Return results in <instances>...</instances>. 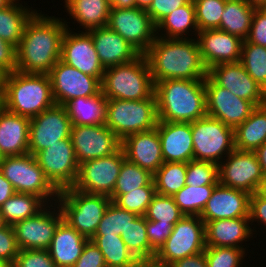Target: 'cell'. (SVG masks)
<instances>
[{
  "mask_svg": "<svg viewBox=\"0 0 266 267\" xmlns=\"http://www.w3.org/2000/svg\"><path fill=\"white\" fill-rule=\"evenodd\" d=\"M111 202L105 195L89 194L73 187L59 192L57 202L65 220L77 232L91 239Z\"/></svg>",
  "mask_w": 266,
  "mask_h": 267,
  "instance_id": "cell-7",
  "label": "cell"
},
{
  "mask_svg": "<svg viewBox=\"0 0 266 267\" xmlns=\"http://www.w3.org/2000/svg\"><path fill=\"white\" fill-rule=\"evenodd\" d=\"M19 251L13 226L4 225L0 228V260L11 267Z\"/></svg>",
  "mask_w": 266,
  "mask_h": 267,
  "instance_id": "cell-50",
  "label": "cell"
},
{
  "mask_svg": "<svg viewBox=\"0 0 266 267\" xmlns=\"http://www.w3.org/2000/svg\"><path fill=\"white\" fill-rule=\"evenodd\" d=\"M107 27L120 34L141 54H145L156 38V26L147 10L138 7H111Z\"/></svg>",
  "mask_w": 266,
  "mask_h": 267,
  "instance_id": "cell-13",
  "label": "cell"
},
{
  "mask_svg": "<svg viewBox=\"0 0 266 267\" xmlns=\"http://www.w3.org/2000/svg\"><path fill=\"white\" fill-rule=\"evenodd\" d=\"M30 118L12 113L0 105V153L21 156L29 153Z\"/></svg>",
  "mask_w": 266,
  "mask_h": 267,
  "instance_id": "cell-27",
  "label": "cell"
},
{
  "mask_svg": "<svg viewBox=\"0 0 266 267\" xmlns=\"http://www.w3.org/2000/svg\"><path fill=\"white\" fill-rule=\"evenodd\" d=\"M251 194L217 184L200 214L203 222L249 217Z\"/></svg>",
  "mask_w": 266,
  "mask_h": 267,
  "instance_id": "cell-23",
  "label": "cell"
},
{
  "mask_svg": "<svg viewBox=\"0 0 266 267\" xmlns=\"http://www.w3.org/2000/svg\"><path fill=\"white\" fill-rule=\"evenodd\" d=\"M197 42L202 61L207 70L223 63L239 62L243 40L223 30L199 31Z\"/></svg>",
  "mask_w": 266,
  "mask_h": 267,
  "instance_id": "cell-22",
  "label": "cell"
},
{
  "mask_svg": "<svg viewBox=\"0 0 266 267\" xmlns=\"http://www.w3.org/2000/svg\"><path fill=\"white\" fill-rule=\"evenodd\" d=\"M72 122L64 105L55 104L30 118L29 153L39 151L70 137Z\"/></svg>",
  "mask_w": 266,
  "mask_h": 267,
  "instance_id": "cell-15",
  "label": "cell"
},
{
  "mask_svg": "<svg viewBox=\"0 0 266 267\" xmlns=\"http://www.w3.org/2000/svg\"><path fill=\"white\" fill-rule=\"evenodd\" d=\"M191 132L194 160L219 165L235 149L234 129L208 115L191 122Z\"/></svg>",
  "mask_w": 266,
  "mask_h": 267,
  "instance_id": "cell-10",
  "label": "cell"
},
{
  "mask_svg": "<svg viewBox=\"0 0 266 267\" xmlns=\"http://www.w3.org/2000/svg\"><path fill=\"white\" fill-rule=\"evenodd\" d=\"M187 163L164 162L153 174L156 193L173 196L186 185Z\"/></svg>",
  "mask_w": 266,
  "mask_h": 267,
  "instance_id": "cell-39",
  "label": "cell"
},
{
  "mask_svg": "<svg viewBox=\"0 0 266 267\" xmlns=\"http://www.w3.org/2000/svg\"><path fill=\"white\" fill-rule=\"evenodd\" d=\"M92 240L104 257L107 267H145L126 247L121 236L94 235Z\"/></svg>",
  "mask_w": 266,
  "mask_h": 267,
  "instance_id": "cell-36",
  "label": "cell"
},
{
  "mask_svg": "<svg viewBox=\"0 0 266 267\" xmlns=\"http://www.w3.org/2000/svg\"><path fill=\"white\" fill-rule=\"evenodd\" d=\"M154 95L158 121L191 123L207 115L205 80H162Z\"/></svg>",
  "mask_w": 266,
  "mask_h": 267,
  "instance_id": "cell-3",
  "label": "cell"
},
{
  "mask_svg": "<svg viewBox=\"0 0 266 267\" xmlns=\"http://www.w3.org/2000/svg\"><path fill=\"white\" fill-rule=\"evenodd\" d=\"M172 223H160V221H151L146 219V233L150 247L157 252L171 235L173 230Z\"/></svg>",
  "mask_w": 266,
  "mask_h": 267,
  "instance_id": "cell-51",
  "label": "cell"
},
{
  "mask_svg": "<svg viewBox=\"0 0 266 267\" xmlns=\"http://www.w3.org/2000/svg\"><path fill=\"white\" fill-rule=\"evenodd\" d=\"M199 31L218 29L226 0H193Z\"/></svg>",
  "mask_w": 266,
  "mask_h": 267,
  "instance_id": "cell-45",
  "label": "cell"
},
{
  "mask_svg": "<svg viewBox=\"0 0 266 267\" xmlns=\"http://www.w3.org/2000/svg\"><path fill=\"white\" fill-rule=\"evenodd\" d=\"M66 12L85 31L106 27L111 10L110 0H65Z\"/></svg>",
  "mask_w": 266,
  "mask_h": 267,
  "instance_id": "cell-30",
  "label": "cell"
},
{
  "mask_svg": "<svg viewBox=\"0 0 266 267\" xmlns=\"http://www.w3.org/2000/svg\"><path fill=\"white\" fill-rule=\"evenodd\" d=\"M16 47L0 38V71L4 74L16 71Z\"/></svg>",
  "mask_w": 266,
  "mask_h": 267,
  "instance_id": "cell-55",
  "label": "cell"
},
{
  "mask_svg": "<svg viewBox=\"0 0 266 267\" xmlns=\"http://www.w3.org/2000/svg\"><path fill=\"white\" fill-rule=\"evenodd\" d=\"M258 192L266 198V176H264Z\"/></svg>",
  "mask_w": 266,
  "mask_h": 267,
  "instance_id": "cell-63",
  "label": "cell"
},
{
  "mask_svg": "<svg viewBox=\"0 0 266 267\" xmlns=\"http://www.w3.org/2000/svg\"><path fill=\"white\" fill-rule=\"evenodd\" d=\"M0 267H9V266L6 265L3 261L0 260Z\"/></svg>",
  "mask_w": 266,
  "mask_h": 267,
  "instance_id": "cell-67",
  "label": "cell"
},
{
  "mask_svg": "<svg viewBox=\"0 0 266 267\" xmlns=\"http://www.w3.org/2000/svg\"><path fill=\"white\" fill-rule=\"evenodd\" d=\"M0 170L16 193L38 195L47 204L53 200L49 208L54 207L53 202L56 203L59 191L47 179L34 155L28 153L21 156H4L0 162Z\"/></svg>",
  "mask_w": 266,
  "mask_h": 267,
  "instance_id": "cell-9",
  "label": "cell"
},
{
  "mask_svg": "<svg viewBox=\"0 0 266 267\" xmlns=\"http://www.w3.org/2000/svg\"><path fill=\"white\" fill-rule=\"evenodd\" d=\"M206 113L234 130L241 125L256 108L248 100L239 98L219 86L209 75L205 78Z\"/></svg>",
  "mask_w": 266,
  "mask_h": 267,
  "instance_id": "cell-16",
  "label": "cell"
},
{
  "mask_svg": "<svg viewBox=\"0 0 266 267\" xmlns=\"http://www.w3.org/2000/svg\"><path fill=\"white\" fill-rule=\"evenodd\" d=\"M72 267H107L103 254L92 240L84 247L81 256Z\"/></svg>",
  "mask_w": 266,
  "mask_h": 267,
  "instance_id": "cell-54",
  "label": "cell"
},
{
  "mask_svg": "<svg viewBox=\"0 0 266 267\" xmlns=\"http://www.w3.org/2000/svg\"><path fill=\"white\" fill-rule=\"evenodd\" d=\"M16 193L11 183L3 176L0 170V207L2 204Z\"/></svg>",
  "mask_w": 266,
  "mask_h": 267,
  "instance_id": "cell-58",
  "label": "cell"
},
{
  "mask_svg": "<svg viewBox=\"0 0 266 267\" xmlns=\"http://www.w3.org/2000/svg\"><path fill=\"white\" fill-rule=\"evenodd\" d=\"M11 3L10 0H0V9L5 8L6 6H8Z\"/></svg>",
  "mask_w": 266,
  "mask_h": 267,
  "instance_id": "cell-64",
  "label": "cell"
},
{
  "mask_svg": "<svg viewBox=\"0 0 266 267\" xmlns=\"http://www.w3.org/2000/svg\"><path fill=\"white\" fill-rule=\"evenodd\" d=\"M55 103L65 105L77 97H90L101 92V82L64 63L61 59L49 73Z\"/></svg>",
  "mask_w": 266,
  "mask_h": 267,
  "instance_id": "cell-18",
  "label": "cell"
},
{
  "mask_svg": "<svg viewBox=\"0 0 266 267\" xmlns=\"http://www.w3.org/2000/svg\"><path fill=\"white\" fill-rule=\"evenodd\" d=\"M155 194V186H142L126 194H121L114 203L138 216H145Z\"/></svg>",
  "mask_w": 266,
  "mask_h": 267,
  "instance_id": "cell-46",
  "label": "cell"
},
{
  "mask_svg": "<svg viewBox=\"0 0 266 267\" xmlns=\"http://www.w3.org/2000/svg\"><path fill=\"white\" fill-rule=\"evenodd\" d=\"M239 62L255 82L266 90V47L243 40Z\"/></svg>",
  "mask_w": 266,
  "mask_h": 267,
  "instance_id": "cell-42",
  "label": "cell"
},
{
  "mask_svg": "<svg viewBox=\"0 0 266 267\" xmlns=\"http://www.w3.org/2000/svg\"><path fill=\"white\" fill-rule=\"evenodd\" d=\"M107 99L102 92L90 97H77L64 106L72 125L106 124Z\"/></svg>",
  "mask_w": 266,
  "mask_h": 267,
  "instance_id": "cell-31",
  "label": "cell"
},
{
  "mask_svg": "<svg viewBox=\"0 0 266 267\" xmlns=\"http://www.w3.org/2000/svg\"><path fill=\"white\" fill-rule=\"evenodd\" d=\"M168 267H208L205 252L185 257L170 264Z\"/></svg>",
  "mask_w": 266,
  "mask_h": 267,
  "instance_id": "cell-57",
  "label": "cell"
},
{
  "mask_svg": "<svg viewBox=\"0 0 266 267\" xmlns=\"http://www.w3.org/2000/svg\"><path fill=\"white\" fill-rule=\"evenodd\" d=\"M246 41L266 47V13L260 8L255 9L250 33Z\"/></svg>",
  "mask_w": 266,
  "mask_h": 267,
  "instance_id": "cell-53",
  "label": "cell"
},
{
  "mask_svg": "<svg viewBox=\"0 0 266 267\" xmlns=\"http://www.w3.org/2000/svg\"><path fill=\"white\" fill-rule=\"evenodd\" d=\"M190 0H153L147 9L151 20L157 26L170 12L186 5Z\"/></svg>",
  "mask_w": 266,
  "mask_h": 267,
  "instance_id": "cell-52",
  "label": "cell"
},
{
  "mask_svg": "<svg viewBox=\"0 0 266 267\" xmlns=\"http://www.w3.org/2000/svg\"><path fill=\"white\" fill-rule=\"evenodd\" d=\"M121 147L128 161L154 174L164 163L157 128L134 133L122 140Z\"/></svg>",
  "mask_w": 266,
  "mask_h": 267,
  "instance_id": "cell-24",
  "label": "cell"
},
{
  "mask_svg": "<svg viewBox=\"0 0 266 267\" xmlns=\"http://www.w3.org/2000/svg\"><path fill=\"white\" fill-rule=\"evenodd\" d=\"M4 222L2 220V216H1V208H0V228H2L4 226Z\"/></svg>",
  "mask_w": 266,
  "mask_h": 267,
  "instance_id": "cell-66",
  "label": "cell"
},
{
  "mask_svg": "<svg viewBox=\"0 0 266 267\" xmlns=\"http://www.w3.org/2000/svg\"><path fill=\"white\" fill-rule=\"evenodd\" d=\"M191 28L197 35L199 29L196 23L193 0H190L186 5L170 12L169 15L156 26V36L167 39H188V37L185 36L187 32L189 33L188 30H191ZM163 29L164 32H166L165 35L163 33H161L162 35L159 34Z\"/></svg>",
  "mask_w": 266,
  "mask_h": 267,
  "instance_id": "cell-35",
  "label": "cell"
},
{
  "mask_svg": "<svg viewBox=\"0 0 266 267\" xmlns=\"http://www.w3.org/2000/svg\"><path fill=\"white\" fill-rule=\"evenodd\" d=\"M249 221L250 224L254 221L262 222L266 226V198L258 191L250 196Z\"/></svg>",
  "mask_w": 266,
  "mask_h": 267,
  "instance_id": "cell-56",
  "label": "cell"
},
{
  "mask_svg": "<svg viewBox=\"0 0 266 267\" xmlns=\"http://www.w3.org/2000/svg\"><path fill=\"white\" fill-rule=\"evenodd\" d=\"M235 149L255 151L266 142V104L256 107L234 130Z\"/></svg>",
  "mask_w": 266,
  "mask_h": 267,
  "instance_id": "cell-32",
  "label": "cell"
},
{
  "mask_svg": "<svg viewBox=\"0 0 266 267\" xmlns=\"http://www.w3.org/2000/svg\"><path fill=\"white\" fill-rule=\"evenodd\" d=\"M55 104L49 74H4L0 105L6 110L32 118Z\"/></svg>",
  "mask_w": 266,
  "mask_h": 267,
  "instance_id": "cell-4",
  "label": "cell"
},
{
  "mask_svg": "<svg viewBox=\"0 0 266 267\" xmlns=\"http://www.w3.org/2000/svg\"><path fill=\"white\" fill-rule=\"evenodd\" d=\"M125 159L121 147L109 156L81 163L73 188L89 194L111 197Z\"/></svg>",
  "mask_w": 266,
  "mask_h": 267,
  "instance_id": "cell-11",
  "label": "cell"
},
{
  "mask_svg": "<svg viewBox=\"0 0 266 267\" xmlns=\"http://www.w3.org/2000/svg\"><path fill=\"white\" fill-rule=\"evenodd\" d=\"M255 9L244 0H226L218 29L246 40Z\"/></svg>",
  "mask_w": 266,
  "mask_h": 267,
  "instance_id": "cell-33",
  "label": "cell"
},
{
  "mask_svg": "<svg viewBox=\"0 0 266 267\" xmlns=\"http://www.w3.org/2000/svg\"><path fill=\"white\" fill-rule=\"evenodd\" d=\"M54 205L55 207L53 211L48 208V204V206L46 205L36 215L13 225L15 237L20 250H47L49 248L55 230L58 224L63 220V214L59 205H56L55 202ZM56 206L58 210H55Z\"/></svg>",
  "mask_w": 266,
  "mask_h": 267,
  "instance_id": "cell-19",
  "label": "cell"
},
{
  "mask_svg": "<svg viewBox=\"0 0 266 267\" xmlns=\"http://www.w3.org/2000/svg\"><path fill=\"white\" fill-rule=\"evenodd\" d=\"M46 16L36 12L27 22L16 48V71L49 74L61 59L62 39L68 22Z\"/></svg>",
  "mask_w": 266,
  "mask_h": 267,
  "instance_id": "cell-1",
  "label": "cell"
},
{
  "mask_svg": "<svg viewBox=\"0 0 266 267\" xmlns=\"http://www.w3.org/2000/svg\"><path fill=\"white\" fill-rule=\"evenodd\" d=\"M164 162H184L194 160L191 123L158 121Z\"/></svg>",
  "mask_w": 266,
  "mask_h": 267,
  "instance_id": "cell-25",
  "label": "cell"
},
{
  "mask_svg": "<svg viewBox=\"0 0 266 267\" xmlns=\"http://www.w3.org/2000/svg\"><path fill=\"white\" fill-rule=\"evenodd\" d=\"M39 166L51 184L60 192L73 187L79 173L71 138L58 140L36 155Z\"/></svg>",
  "mask_w": 266,
  "mask_h": 267,
  "instance_id": "cell-12",
  "label": "cell"
},
{
  "mask_svg": "<svg viewBox=\"0 0 266 267\" xmlns=\"http://www.w3.org/2000/svg\"><path fill=\"white\" fill-rule=\"evenodd\" d=\"M152 80H205L208 76L197 39H167L156 36L144 54Z\"/></svg>",
  "mask_w": 266,
  "mask_h": 267,
  "instance_id": "cell-2",
  "label": "cell"
},
{
  "mask_svg": "<svg viewBox=\"0 0 266 267\" xmlns=\"http://www.w3.org/2000/svg\"><path fill=\"white\" fill-rule=\"evenodd\" d=\"M11 267H56L48 250H20Z\"/></svg>",
  "mask_w": 266,
  "mask_h": 267,
  "instance_id": "cell-49",
  "label": "cell"
},
{
  "mask_svg": "<svg viewBox=\"0 0 266 267\" xmlns=\"http://www.w3.org/2000/svg\"><path fill=\"white\" fill-rule=\"evenodd\" d=\"M2 159H3V156H2V154L0 153V162H1Z\"/></svg>",
  "mask_w": 266,
  "mask_h": 267,
  "instance_id": "cell-69",
  "label": "cell"
},
{
  "mask_svg": "<svg viewBox=\"0 0 266 267\" xmlns=\"http://www.w3.org/2000/svg\"><path fill=\"white\" fill-rule=\"evenodd\" d=\"M260 9L266 13V4H264Z\"/></svg>",
  "mask_w": 266,
  "mask_h": 267,
  "instance_id": "cell-68",
  "label": "cell"
},
{
  "mask_svg": "<svg viewBox=\"0 0 266 267\" xmlns=\"http://www.w3.org/2000/svg\"><path fill=\"white\" fill-rule=\"evenodd\" d=\"M104 69L137 59L141 53L120 34L106 27L88 31Z\"/></svg>",
  "mask_w": 266,
  "mask_h": 267,
  "instance_id": "cell-26",
  "label": "cell"
},
{
  "mask_svg": "<svg viewBox=\"0 0 266 267\" xmlns=\"http://www.w3.org/2000/svg\"><path fill=\"white\" fill-rule=\"evenodd\" d=\"M120 236L126 247L145 267L152 263L156 252L148 241L145 216H138Z\"/></svg>",
  "mask_w": 266,
  "mask_h": 267,
  "instance_id": "cell-38",
  "label": "cell"
},
{
  "mask_svg": "<svg viewBox=\"0 0 266 267\" xmlns=\"http://www.w3.org/2000/svg\"><path fill=\"white\" fill-rule=\"evenodd\" d=\"M70 138L79 165L116 153L122 141L105 125H72Z\"/></svg>",
  "mask_w": 266,
  "mask_h": 267,
  "instance_id": "cell-17",
  "label": "cell"
},
{
  "mask_svg": "<svg viewBox=\"0 0 266 267\" xmlns=\"http://www.w3.org/2000/svg\"><path fill=\"white\" fill-rule=\"evenodd\" d=\"M157 123L155 95L144 100L107 99L105 125L121 141L130 134L152 130Z\"/></svg>",
  "mask_w": 266,
  "mask_h": 267,
  "instance_id": "cell-6",
  "label": "cell"
},
{
  "mask_svg": "<svg viewBox=\"0 0 266 267\" xmlns=\"http://www.w3.org/2000/svg\"><path fill=\"white\" fill-rule=\"evenodd\" d=\"M205 248V223L200 216L184 215L174 224L171 235L148 267H168L177 260L203 252Z\"/></svg>",
  "mask_w": 266,
  "mask_h": 267,
  "instance_id": "cell-8",
  "label": "cell"
},
{
  "mask_svg": "<svg viewBox=\"0 0 266 267\" xmlns=\"http://www.w3.org/2000/svg\"><path fill=\"white\" fill-rule=\"evenodd\" d=\"M111 7L126 9L136 7L135 0H110Z\"/></svg>",
  "mask_w": 266,
  "mask_h": 267,
  "instance_id": "cell-60",
  "label": "cell"
},
{
  "mask_svg": "<svg viewBox=\"0 0 266 267\" xmlns=\"http://www.w3.org/2000/svg\"><path fill=\"white\" fill-rule=\"evenodd\" d=\"M153 0H135L136 7L147 10Z\"/></svg>",
  "mask_w": 266,
  "mask_h": 267,
  "instance_id": "cell-61",
  "label": "cell"
},
{
  "mask_svg": "<svg viewBox=\"0 0 266 267\" xmlns=\"http://www.w3.org/2000/svg\"><path fill=\"white\" fill-rule=\"evenodd\" d=\"M216 185H185L172 197L181 212L187 216H200Z\"/></svg>",
  "mask_w": 266,
  "mask_h": 267,
  "instance_id": "cell-41",
  "label": "cell"
},
{
  "mask_svg": "<svg viewBox=\"0 0 266 267\" xmlns=\"http://www.w3.org/2000/svg\"><path fill=\"white\" fill-rule=\"evenodd\" d=\"M12 1L0 9V38L17 48L24 33V28L31 17L37 12L30 11L19 2Z\"/></svg>",
  "mask_w": 266,
  "mask_h": 267,
  "instance_id": "cell-34",
  "label": "cell"
},
{
  "mask_svg": "<svg viewBox=\"0 0 266 267\" xmlns=\"http://www.w3.org/2000/svg\"><path fill=\"white\" fill-rule=\"evenodd\" d=\"M46 205L41 197L30 193H15L0 207L1 216L5 225L15 223L36 215Z\"/></svg>",
  "mask_w": 266,
  "mask_h": 267,
  "instance_id": "cell-37",
  "label": "cell"
},
{
  "mask_svg": "<svg viewBox=\"0 0 266 267\" xmlns=\"http://www.w3.org/2000/svg\"><path fill=\"white\" fill-rule=\"evenodd\" d=\"M106 99L144 100L154 95V82L146 56L106 68L101 81Z\"/></svg>",
  "mask_w": 266,
  "mask_h": 267,
  "instance_id": "cell-5",
  "label": "cell"
},
{
  "mask_svg": "<svg viewBox=\"0 0 266 267\" xmlns=\"http://www.w3.org/2000/svg\"><path fill=\"white\" fill-rule=\"evenodd\" d=\"M3 78H4V73L0 71V96H1L2 86H3Z\"/></svg>",
  "mask_w": 266,
  "mask_h": 267,
  "instance_id": "cell-65",
  "label": "cell"
},
{
  "mask_svg": "<svg viewBox=\"0 0 266 267\" xmlns=\"http://www.w3.org/2000/svg\"><path fill=\"white\" fill-rule=\"evenodd\" d=\"M208 75L219 86L251 101L256 107L266 104V90L255 82L240 62L215 65L208 70Z\"/></svg>",
  "mask_w": 266,
  "mask_h": 267,
  "instance_id": "cell-21",
  "label": "cell"
},
{
  "mask_svg": "<svg viewBox=\"0 0 266 267\" xmlns=\"http://www.w3.org/2000/svg\"><path fill=\"white\" fill-rule=\"evenodd\" d=\"M254 152L260 163L262 173L266 176V142L258 147Z\"/></svg>",
  "mask_w": 266,
  "mask_h": 267,
  "instance_id": "cell-59",
  "label": "cell"
},
{
  "mask_svg": "<svg viewBox=\"0 0 266 267\" xmlns=\"http://www.w3.org/2000/svg\"><path fill=\"white\" fill-rule=\"evenodd\" d=\"M249 224V217L205 222L206 246L244 248L243 245L239 246V243L249 240L254 234V228Z\"/></svg>",
  "mask_w": 266,
  "mask_h": 267,
  "instance_id": "cell-28",
  "label": "cell"
},
{
  "mask_svg": "<svg viewBox=\"0 0 266 267\" xmlns=\"http://www.w3.org/2000/svg\"><path fill=\"white\" fill-rule=\"evenodd\" d=\"M89 240L65 220H62L58 224L47 250L56 267H72L81 256L85 244Z\"/></svg>",
  "mask_w": 266,
  "mask_h": 267,
  "instance_id": "cell-29",
  "label": "cell"
},
{
  "mask_svg": "<svg viewBox=\"0 0 266 267\" xmlns=\"http://www.w3.org/2000/svg\"><path fill=\"white\" fill-rule=\"evenodd\" d=\"M186 185L203 186L219 183L218 164L191 160L187 163Z\"/></svg>",
  "mask_w": 266,
  "mask_h": 267,
  "instance_id": "cell-47",
  "label": "cell"
},
{
  "mask_svg": "<svg viewBox=\"0 0 266 267\" xmlns=\"http://www.w3.org/2000/svg\"><path fill=\"white\" fill-rule=\"evenodd\" d=\"M80 32H71L69 27L66 29L62 39L61 60L101 82L105 69L99 61L91 34L84 30Z\"/></svg>",
  "mask_w": 266,
  "mask_h": 267,
  "instance_id": "cell-20",
  "label": "cell"
},
{
  "mask_svg": "<svg viewBox=\"0 0 266 267\" xmlns=\"http://www.w3.org/2000/svg\"><path fill=\"white\" fill-rule=\"evenodd\" d=\"M138 217L137 214L120 208L111 201L97 227L94 235H121L129 224Z\"/></svg>",
  "mask_w": 266,
  "mask_h": 267,
  "instance_id": "cell-43",
  "label": "cell"
},
{
  "mask_svg": "<svg viewBox=\"0 0 266 267\" xmlns=\"http://www.w3.org/2000/svg\"><path fill=\"white\" fill-rule=\"evenodd\" d=\"M226 158L218 165L219 184L251 195L259 191L264 175L255 152L234 149Z\"/></svg>",
  "mask_w": 266,
  "mask_h": 267,
  "instance_id": "cell-14",
  "label": "cell"
},
{
  "mask_svg": "<svg viewBox=\"0 0 266 267\" xmlns=\"http://www.w3.org/2000/svg\"><path fill=\"white\" fill-rule=\"evenodd\" d=\"M249 5L255 7V8H261L264 4H266V0H244Z\"/></svg>",
  "mask_w": 266,
  "mask_h": 267,
  "instance_id": "cell-62",
  "label": "cell"
},
{
  "mask_svg": "<svg viewBox=\"0 0 266 267\" xmlns=\"http://www.w3.org/2000/svg\"><path fill=\"white\" fill-rule=\"evenodd\" d=\"M142 186H155L153 174L125 159L110 199L114 202L121 194H126Z\"/></svg>",
  "mask_w": 266,
  "mask_h": 267,
  "instance_id": "cell-40",
  "label": "cell"
},
{
  "mask_svg": "<svg viewBox=\"0 0 266 267\" xmlns=\"http://www.w3.org/2000/svg\"><path fill=\"white\" fill-rule=\"evenodd\" d=\"M204 252L208 267H239L245 257L244 248L206 246Z\"/></svg>",
  "mask_w": 266,
  "mask_h": 267,
  "instance_id": "cell-48",
  "label": "cell"
},
{
  "mask_svg": "<svg viewBox=\"0 0 266 267\" xmlns=\"http://www.w3.org/2000/svg\"><path fill=\"white\" fill-rule=\"evenodd\" d=\"M184 214L176 205L172 196L156 193L150 202L145 218L160 223H177Z\"/></svg>",
  "mask_w": 266,
  "mask_h": 267,
  "instance_id": "cell-44",
  "label": "cell"
}]
</instances>
